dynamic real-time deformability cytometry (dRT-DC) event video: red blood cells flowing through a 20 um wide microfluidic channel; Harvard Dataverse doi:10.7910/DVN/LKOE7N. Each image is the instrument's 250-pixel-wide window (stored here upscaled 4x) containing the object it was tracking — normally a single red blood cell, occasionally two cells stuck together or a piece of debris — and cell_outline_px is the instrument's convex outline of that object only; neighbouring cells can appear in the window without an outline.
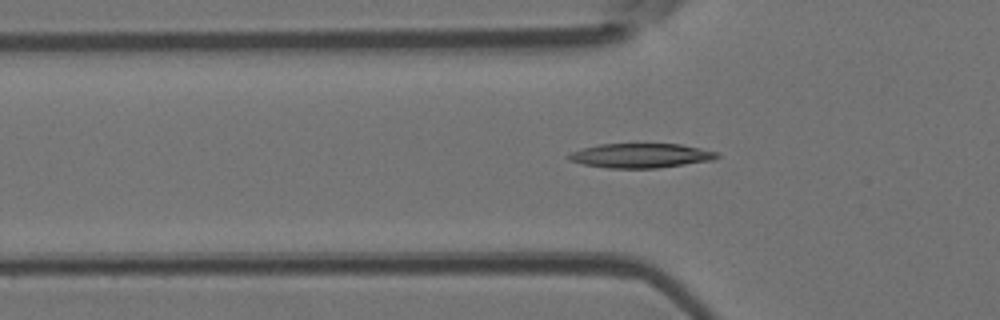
{"species": "Egyptian fruit bat (a non-hibernating species)", "species_latin": "Rousettus aegyptiacus", "temperature_condition": "room temperature", "stored_images_in_passage": 50, "segment_of_instrument_passage": [1, 2], "camera_frame_rate_fps": 3000, "um_per_image_px": 0.085, "animal": {"sex": "female"}, "frame": {"image": 1, "passage_image": 16, "time_ms": 5.0, "image_size_px": [1000, 320], "cell_outline_px": [[720, 156], [712, 160], [660, 168], [608, 168], [584, 164], [568, 160], [564, 156], [568, 152], [580, 148], [600, 144], [636, 140], [680, 144], [720, 152]], "centroid_in_image_um": [54.41, 13.17], "position_along_channel_um": 71.4, "area_um2": 22.54}}
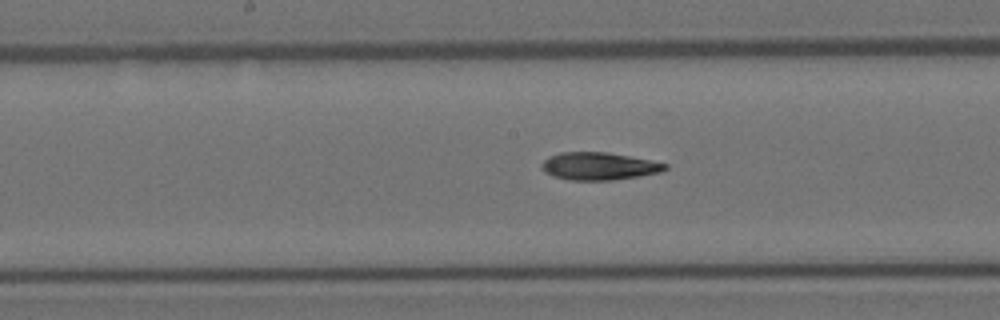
{"frame": {"image": 2, "passage_image": 25, "time_ms": 8.0, "image_size_px": [1000, 320], "cell_outline_px": [[668, 168], [660, 172], [640, 176], [612, 180], [568, 180], [552, 176], [544, 172], [540, 168], [540, 164], [548, 156], [560, 152], [608, 152], [668, 164]], "centroid_in_image_um": [50.85, 14.13], "position_along_channel_um": 197.4, "area_um2": 19.94}}
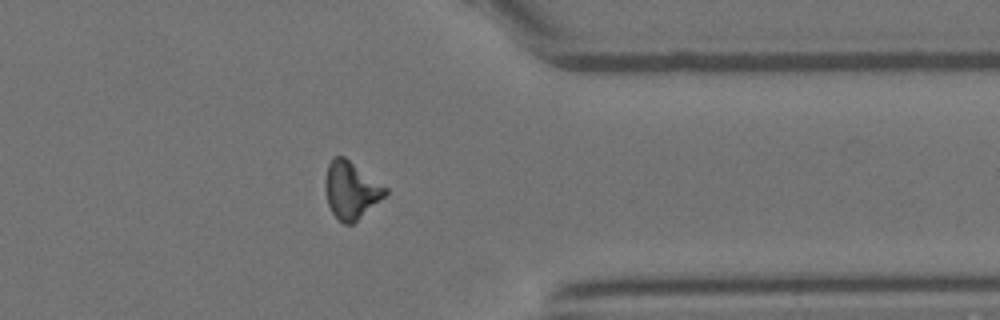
{"frame": {"image": 3, "passage_image": 39, "time_ms": 12.667, "image_size_px": [1000, 320], "cell_outline_px": [[388, 192], [384, 196], [352, 224], [344, 224], [332, 212], [328, 204], [324, 188], [324, 180], [328, 164], [332, 156], [344, 156], [388, 188]], "centroid_in_image_um": [29.81, 16.13], "position_along_channel_um": 381.6, "area_um2": 19.88}}